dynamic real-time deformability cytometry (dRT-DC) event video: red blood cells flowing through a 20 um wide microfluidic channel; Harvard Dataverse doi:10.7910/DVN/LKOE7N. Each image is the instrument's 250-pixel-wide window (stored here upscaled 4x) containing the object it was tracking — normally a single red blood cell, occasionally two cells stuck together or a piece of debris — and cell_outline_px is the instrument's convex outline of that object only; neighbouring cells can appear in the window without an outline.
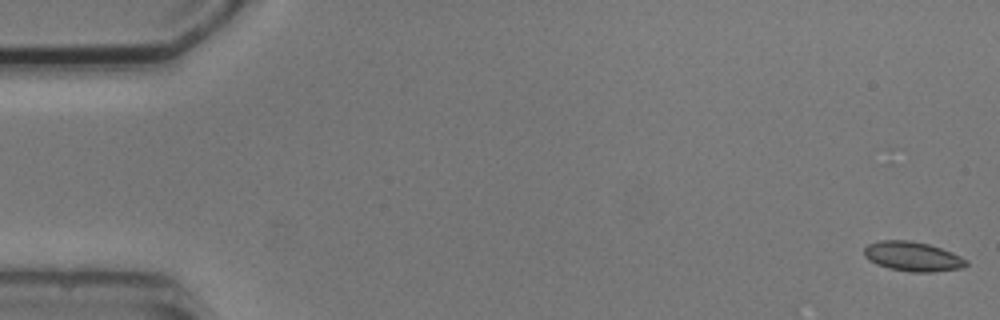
{"species": "common noctule bat (a hibernating species)", "species_latin": "Nyctalus noctula", "temperature_condition": "cold", "stored_images_in_passage": 7, "camera_frame_rate_fps": 3000, "um_per_image_px": 0.085, "animal": {"sex": "male", "body_mass_g": 20.5, "forearm_length_mm": 52.5}, "frame": {"image": 1, "passage_image": 1, "time_ms": 0.0, "image_size_px": [1000, 320], "cell_outline_px": [[968, 264], [960, 268], [932, 272], [912, 272], [888, 268], [876, 264], [868, 260], [864, 256], [864, 248], [868, 244], [880, 240], [908, 240], [928, 244], [952, 252], [968, 260]], "centroid_in_image_um": [77.55, 21.8], "position_along_channel_um": 7.4, "area_um2": 17.57}}
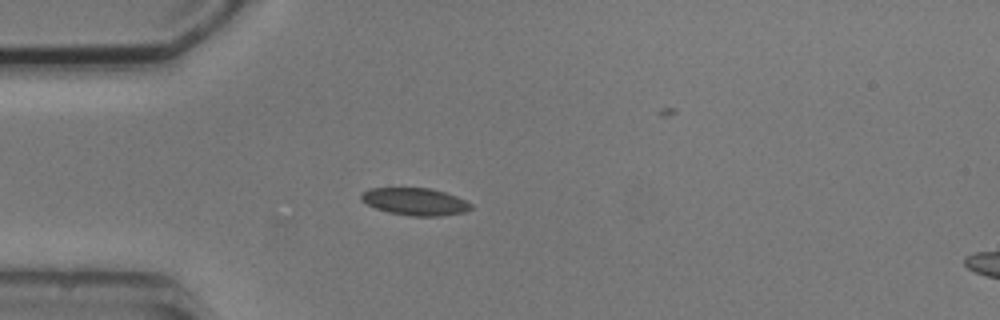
{"frame": {"image": 2, "passage_image": 5, "time_ms": 4.667, "image_size_px": [1000, 320], "cell_outline_px": [[472, 208], [464, 212], [440, 216], [408, 216], [388, 212], [376, 208], [368, 204], [360, 196], [360, 192], [368, 188], [432, 188], [456, 196], [472, 204]], "centroid_in_image_um": [35.27, 17.13], "position_along_channel_um": 49.7, "area_um2": 17.46}}